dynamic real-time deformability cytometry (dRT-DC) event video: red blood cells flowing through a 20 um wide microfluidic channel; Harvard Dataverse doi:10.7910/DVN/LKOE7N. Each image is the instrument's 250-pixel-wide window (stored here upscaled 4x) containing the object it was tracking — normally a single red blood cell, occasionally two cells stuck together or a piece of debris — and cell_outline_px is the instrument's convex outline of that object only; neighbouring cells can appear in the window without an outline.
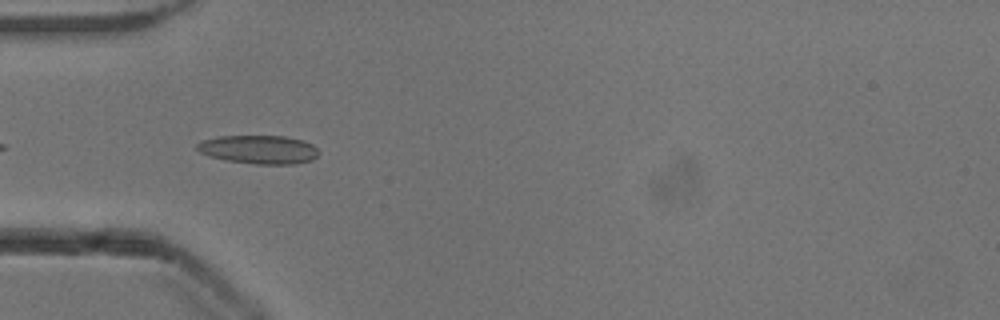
{"species": "common noctule bat (a hibernating species)", "species_latin": "Nyctalus noctula", "temperature_condition": "cold", "stored_images_in_passage": 9, "camera_frame_rate_fps": 3000, "um_per_image_px": 0.085, "animal": {"sex": "male", "body_mass_g": 13.3}, "frame": {"image": 1, "passage_image": 3, "time_ms": 0.667, "image_size_px": [1000, 320], "cell_outline_px": [[320, 152], [312, 160], [296, 164], [256, 164], [224, 160], [208, 156], [200, 152], [196, 148], [196, 144], [200, 140], [220, 136], [284, 136], [304, 140], [312, 144]], "centroid_in_image_um": [21.99, 12.71], "position_along_channel_um": 63.0, "area_um2": 20.46}}
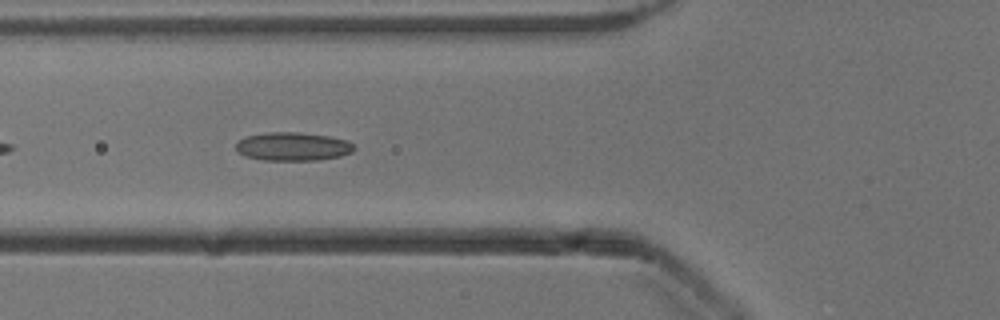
{"frame": {"image": 2, "passage_image": 6, "time_ms": 1.667, "image_size_px": [1000, 320], "cell_outline_px": [[356, 148], [352, 152], [340, 156], [320, 160], [264, 160], [244, 156], [236, 152], [236, 144], [240, 140], [248, 136], [268, 132], [300, 132], [328, 136], [348, 140]], "centroid_in_image_um": [24.9, 12.46], "position_along_channel_um": 100.9, "area_um2": 19.65}}
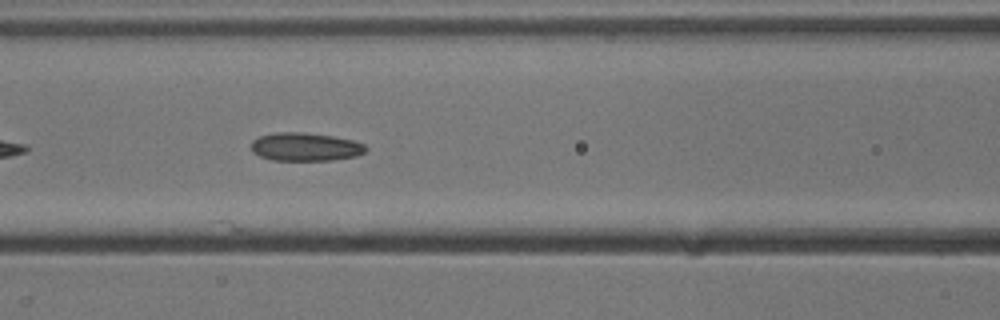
{"frame": {"image": 3, "passage_image": 9, "time_ms": 2.667, "image_size_px": [1000, 320], "cell_outline_px": [[368, 148], [364, 152], [356, 156], [332, 160], [272, 160], [260, 156], [252, 152], [252, 140], [260, 136], [276, 132], [304, 132], [332, 136], [352, 140], [364, 144]], "centroid_in_image_um": [25.95, 12.48], "position_along_channel_um": 140.7, "area_um2": 18.84}}